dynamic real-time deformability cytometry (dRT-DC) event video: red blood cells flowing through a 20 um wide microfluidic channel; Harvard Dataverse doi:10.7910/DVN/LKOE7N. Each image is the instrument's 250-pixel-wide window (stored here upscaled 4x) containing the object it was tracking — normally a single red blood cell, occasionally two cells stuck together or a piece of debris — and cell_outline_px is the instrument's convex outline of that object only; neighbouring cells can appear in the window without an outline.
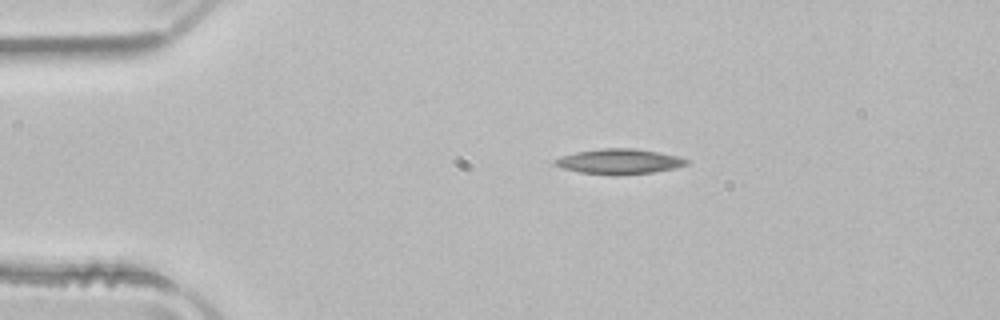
{"species": "common noctule bat (a hibernating species)", "species_latin": "Nyctalus noctula", "temperature_condition": "room temperature", "stored_images_in_passage": 42, "camera_frame_rate_fps": 3000, "um_per_image_px": 0.085, "animal": {"sex": "male", "body_mass_g": 21.5, "forearm_length_mm": 52.0}, "frame": {"image": 1, "passage_image": 1, "time_ms": 0.0, "image_size_px": [1000, 320], "cell_outline_px": [[692, 160], [688, 164], [676, 168], [652, 172], [612, 176], [580, 172], [564, 168], [552, 164], [552, 160], [560, 156], [576, 152], [600, 148], [632, 148], [680, 156]], "centroid_in_image_um": [52.64, 13.73], "position_along_channel_um": 32.4, "area_um2": 19.54}}
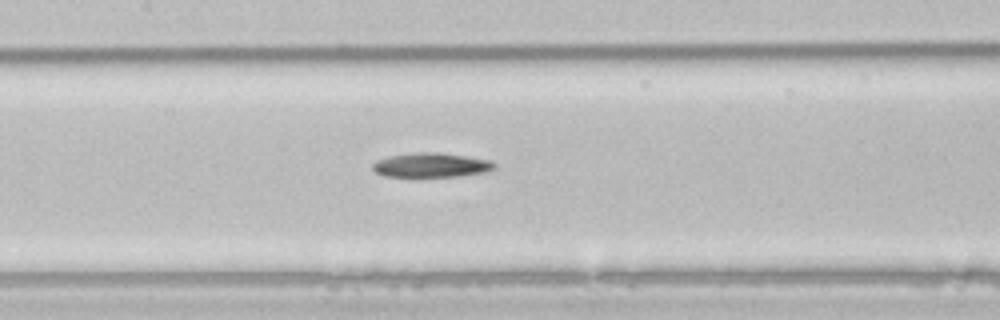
{"frame": {"image": 2, "passage_image": 15, "time_ms": 4.667, "image_size_px": [1000, 320], "cell_outline_px": [[496, 168], [488, 172], [456, 176], [384, 176], [376, 172], [372, 168], [372, 164], [376, 160], [388, 156], [420, 152], [440, 152], [492, 160], [496, 164]], "centroid_in_image_um": [36.69, 14.02], "position_along_channel_um": 170.7, "area_um2": 17.34}}
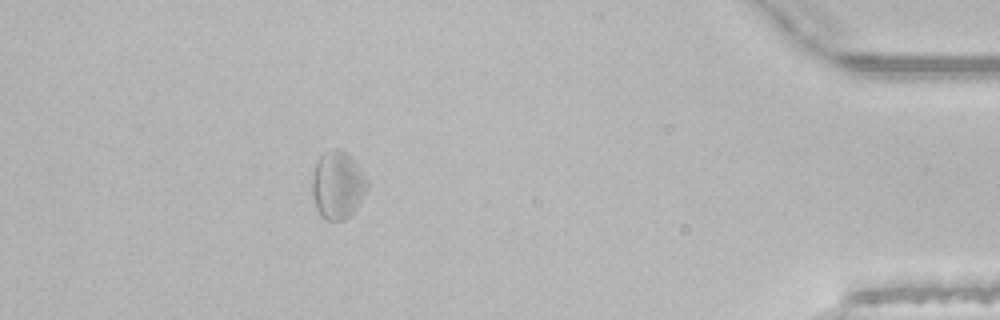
{"frame": {"image": 3, "passage_image": 37, "time_ms": 12.0, "image_size_px": [1000, 320], "cell_outline_px": [[368, 188], [352, 212], [344, 220], [328, 220], [320, 216], [316, 208], [312, 196], [312, 176], [316, 160], [324, 152], [332, 148], [340, 148], [352, 156], [368, 184]], "centroid_in_image_um": [28.65, 15.7], "position_along_channel_um": 406.5, "area_um2": 21.68}}